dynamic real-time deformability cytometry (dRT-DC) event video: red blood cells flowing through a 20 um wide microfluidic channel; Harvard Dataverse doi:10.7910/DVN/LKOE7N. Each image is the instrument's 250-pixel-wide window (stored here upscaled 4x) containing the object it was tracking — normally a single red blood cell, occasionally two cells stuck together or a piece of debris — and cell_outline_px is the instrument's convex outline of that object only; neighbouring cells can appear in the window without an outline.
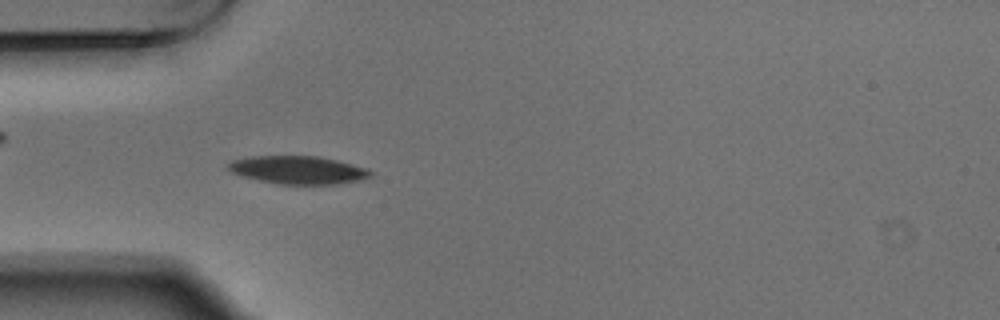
{"species": "Egyptian fruit bat (a non-hibernating species)", "species_latin": "Rousettus aegyptiacus", "temperature_condition": "warm", "stored_images_in_passage": 13, "camera_frame_rate_fps": 3000, "um_per_image_px": 0.085, "animal": {"sex": "male"}, "frame": {"image": 1, "passage_image": 4, "time_ms": 1.0, "image_size_px": [1000, 320], "cell_outline_px": [[372, 176], [360, 180], [336, 184], [280, 184], [260, 180], [244, 176], [232, 172], [224, 168], [232, 160], [252, 156], [320, 156], [368, 168], [372, 172]], "centroid_in_image_um": [25.35, 14.44], "position_along_channel_um": 59.7, "area_um2": 23.18}}
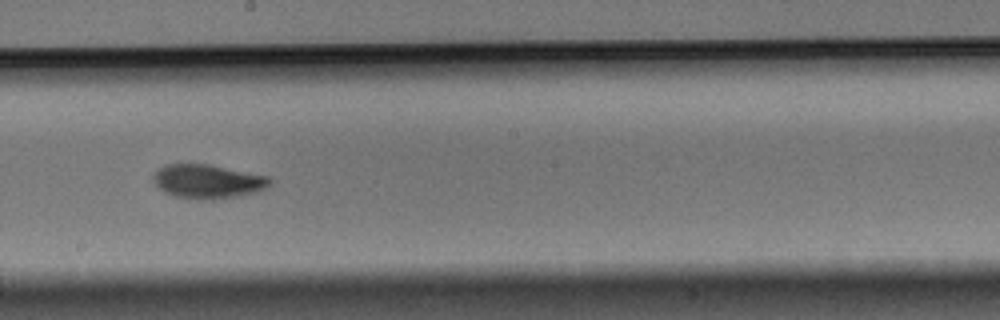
{"frame": {"image": 2, "passage_image": 8, "time_ms": 2.333, "image_size_px": [1000, 320], "cell_outline_px": [[272, 184], [256, 192], [236, 196], [212, 200], [200, 200], [176, 196], [164, 192], [152, 180], [152, 176], [164, 164], [208, 164], [268, 176], [272, 180]], "centroid_in_image_um": [17.65, 15.42], "position_along_channel_um": 230.5, "area_um2": 23.0}}
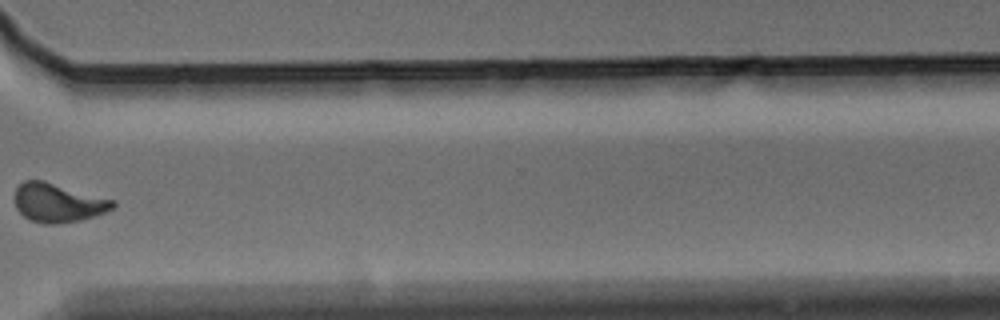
{"frame": {"image": 3, "passage_image": 11, "time_ms": 3.333, "image_size_px": [1000, 320], "cell_outline_px": [[116, 204], [112, 208], [96, 216], [80, 220], [56, 224], [44, 224], [32, 220], [24, 216], [16, 208], [12, 196], [16, 188], [24, 180], [44, 180], [116, 200]], "centroid_in_image_um": [4.91, 17.22], "position_along_channel_um": 365.7, "area_um2": 22.48}}